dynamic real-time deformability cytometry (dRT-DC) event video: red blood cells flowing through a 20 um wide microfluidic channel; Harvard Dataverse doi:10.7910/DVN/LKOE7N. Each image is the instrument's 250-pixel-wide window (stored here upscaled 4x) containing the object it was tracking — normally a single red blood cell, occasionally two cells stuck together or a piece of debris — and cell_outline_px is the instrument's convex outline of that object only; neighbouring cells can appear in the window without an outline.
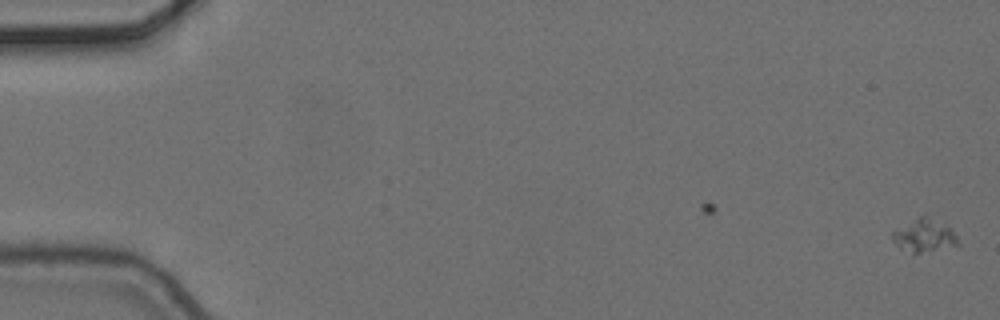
{"species": "common noctule bat (a hibernating species)", "species_latin": "Nyctalus noctula", "temperature_condition": "cold", "stored_images_in_passage": 4, "camera_frame_rate_fps": 3000, "um_per_image_px": 0.085, "animal": {"sex": "female", "body_mass_g": 24.6, "forearm_length_mm": 56.2}, "frame": {"image": 1, "passage_image": 1, "time_ms": 0.0, "image_size_px": [1000, 320], "cell_outline_px": [[960, 244], [920, 252], [912, 252], [900, 248], [892, 240], [892, 232], [924, 212], [948, 228], [956, 236]], "centroid_in_image_um": [78.52, 19.98], "position_along_channel_um": 6.5, "area_um2": 12.2}}